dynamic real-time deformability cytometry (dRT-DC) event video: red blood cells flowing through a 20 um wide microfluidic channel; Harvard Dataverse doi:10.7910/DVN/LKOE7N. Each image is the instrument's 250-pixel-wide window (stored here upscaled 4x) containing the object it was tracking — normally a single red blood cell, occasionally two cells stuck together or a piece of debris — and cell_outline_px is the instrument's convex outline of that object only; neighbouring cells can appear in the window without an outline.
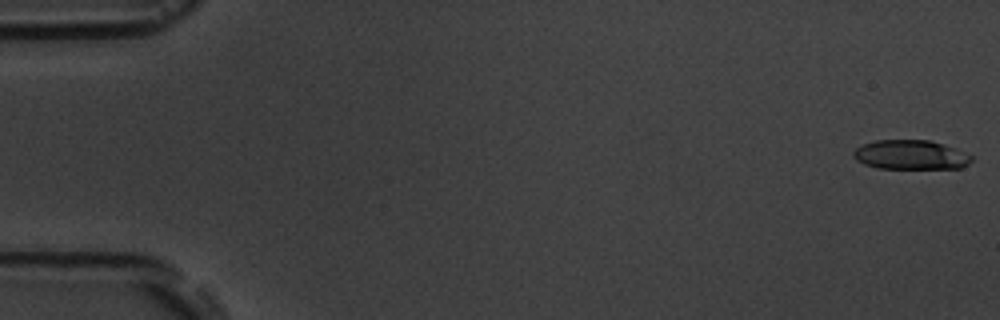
{"species": "common noctule bat (a hibernating species)", "species_latin": "Nyctalus noctula", "temperature_condition": "room temperature", "stored_images_in_passage": 6, "camera_frame_rate_fps": 3000, "um_per_image_px": 0.085, "animal": {"sex": "male", "body_mass_g": 19.5, "forearm_length_mm": 54.6}, "frame": {"image": 1, "passage_image": 1, "time_ms": 0.0, "image_size_px": [1000, 320], "cell_outline_px": [[972, 160], [968, 164], [960, 168], [876, 168], [864, 164], [856, 160], [852, 156], [852, 152], [856, 148], [864, 144], [876, 140], [928, 140], [956, 148], [972, 156]], "centroid_in_image_um": [77.38, 13.16], "position_along_channel_um": 7.6, "area_um2": 20.17}}